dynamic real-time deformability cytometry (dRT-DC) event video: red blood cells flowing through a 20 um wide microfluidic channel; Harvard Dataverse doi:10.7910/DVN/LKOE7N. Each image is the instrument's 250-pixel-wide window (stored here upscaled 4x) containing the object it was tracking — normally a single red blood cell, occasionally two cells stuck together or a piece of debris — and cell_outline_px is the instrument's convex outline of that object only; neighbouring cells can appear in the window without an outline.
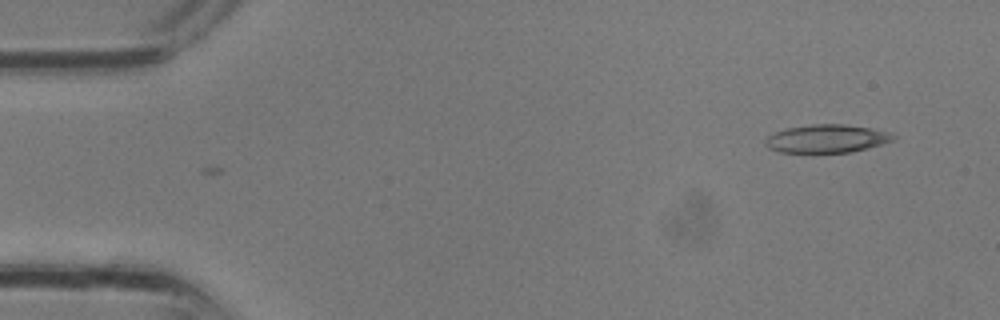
{"species": "common noctule bat (a hibernating species)", "species_latin": "Nyctalus noctula", "temperature_condition": "room temperature", "stored_images_in_passage": 31, "camera_frame_rate_fps": 3000, "um_per_image_px": 0.085, "animal": {"sex": "male", "body_mass_g": 13.3}, "frame": {"image": 1, "passage_image": 1, "time_ms": 0.0, "image_size_px": [1000, 320], "cell_outline_px": [[896, 140], [868, 148], [852, 152], [780, 152], [768, 148], [764, 144], [764, 140], [768, 136], [784, 128], [812, 124], [844, 124], [872, 128], [888, 132], [896, 136]], "centroid_in_image_um": [70.28, 11.78], "position_along_channel_um": 14.7, "area_um2": 21.1}}
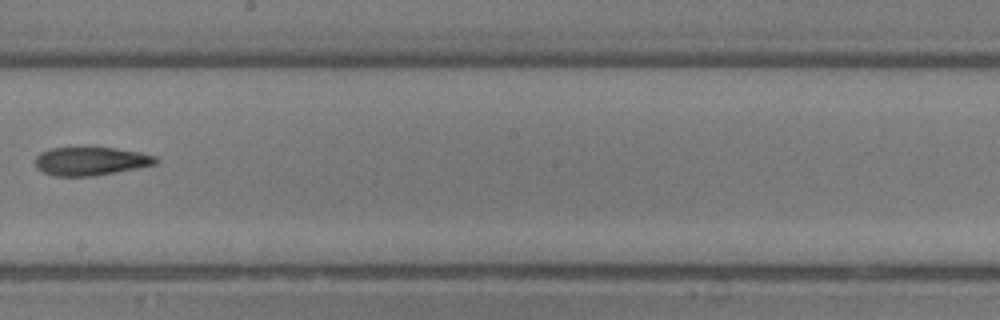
{"frame": {"image": 2, "passage_image": 17, "time_ms": 5.333, "image_size_px": [1000, 320], "cell_outline_px": [[160, 160], [156, 164], [136, 168], [92, 176], [56, 176], [44, 172], [36, 168], [36, 156], [40, 152], [48, 148], [88, 144], [116, 148], [140, 152], [156, 156]], "centroid_in_image_um": [7.69, 13.63], "position_along_channel_um": 240.5, "area_um2": 20.81}}
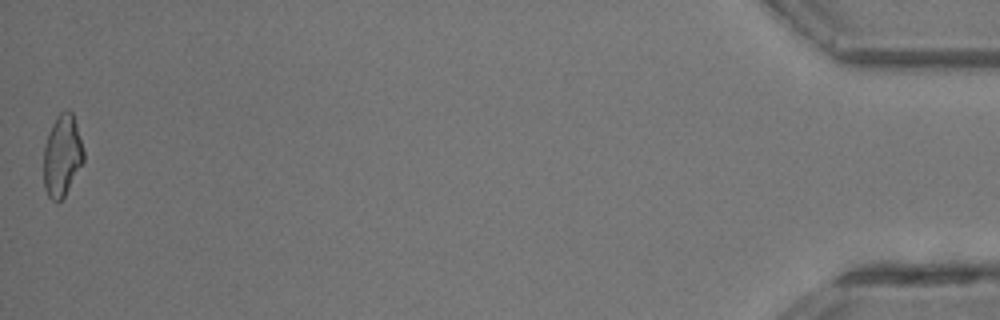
{"frame": {"image": 3, "passage_image": 31, "time_ms": 10.0, "image_size_px": [1000, 320], "cell_outline_px": [[84, 160], [64, 196], [56, 204], [48, 196], [44, 188], [44, 144], [48, 132], [56, 116], [60, 112], [68, 108], [72, 112], [76, 124], [84, 152]], "centroid_in_image_um": [5.26, 13.21], "position_along_channel_um": 429.9, "area_um2": 19.02}}